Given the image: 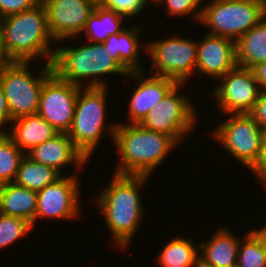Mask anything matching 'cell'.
<instances>
[{"mask_svg": "<svg viewBox=\"0 0 266 267\" xmlns=\"http://www.w3.org/2000/svg\"><path fill=\"white\" fill-rule=\"evenodd\" d=\"M113 174L111 183L103 188L96 199V205L113 242L119 249L125 250L136 235L139 223H142L144 207L139 191L149 178L144 175Z\"/></svg>", "mask_w": 266, "mask_h": 267, "instance_id": "6da1fadb", "label": "cell"}, {"mask_svg": "<svg viewBox=\"0 0 266 267\" xmlns=\"http://www.w3.org/2000/svg\"><path fill=\"white\" fill-rule=\"evenodd\" d=\"M4 53L11 61L32 62L38 57L51 64L56 42L48 28L47 12L41 1L35 7L0 19Z\"/></svg>", "mask_w": 266, "mask_h": 267, "instance_id": "7a4b0ae2", "label": "cell"}, {"mask_svg": "<svg viewBox=\"0 0 266 267\" xmlns=\"http://www.w3.org/2000/svg\"><path fill=\"white\" fill-rule=\"evenodd\" d=\"M113 142L121 158L114 173L148 177L179 145L165 133L148 130L140 124L122 122L116 123Z\"/></svg>", "mask_w": 266, "mask_h": 267, "instance_id": "3957f363", "label": "cell"}, {"mask_svg": "<svg viewBox=\"0 0 266 267\" xmlns=\"http://www.w3.org/2000/svg\"><path fill=\"white\" fill-rule=\"evenodd\" d=\"M59 47L55 48L51 64L53 72L66 82L81 88L108 87L103 75L117 74L127 78L128 73L111 57L103 43L87 41L79 47ZM84 82L87 84L83 85Z\"/></svg>", "mask_w": 266, "mask_h": 267, "instance_id": "277c9868", "label": "cell"}, {"mask_svg": "<svg viewBox=\"0 0 266 267\" xmlns=\"http://www.w3.org/2000/svg\"><path fill=\"white\" fill-rule=\"evenodd\" d=\"M107 87H82L79 89L75 113L68 136L75 147L89 160L107 132L113 141L116 125H106Z\"/></svg>", "mask_w": 266, "mask_h": 267, "instance_id": "5b68a950", "label": "cell"}, {"mask_svg": "<svg viewBox=\"0 0 266 267\" xmlns=\"http://www.w3.org/2000/svg\"><path fill=\"white\" fill-rule=\"evenodd\" d=\"M265 15L256 0H212L202 6L198 23L211 28L207 33L236 42Z\"/></svg>", "mask_w": 266, "mask_h": 267, "instance_id": "8992f818", "label": "cell"}, {"mask_svg": "<svg viewBox=\"0 0 266 267\" xmlns=\"http://www.w3.org/2000/svg\"><path fill=\"white\" fill-rule=\"evenodd\" d=\"M31 63L11 61L0 72V84L12 120L37 113L44 81L53 73L52 64L45 62L34 76L29 69Z\"/></svg>", "mask_w": 266, "mask_h": 267, "instance_id": "52a82bcc", "label": "cell"}, {"mask_svg": "<svg viewBox=\"0 0 266 267\" xmlns=\"http://www.w3.org/2000/svg\"><path fill=\"white\" fill-rule=\"evenodd\" d=\"M145 46L149 58L152 57L151 75L172 79L177 84H185L196 75L197 41L173 35Z\"/></svg>", "mask_w": 266, "mask_h": 267, "instance_id": "ba28073f", "label": "cell"}, {"mask_svg": "<svg viewBox=\"0 0 266 267\" xmlns=\"http://www.w3.org/2000/svg\"><path fill=\"white\" fill-rule=\"evenodd\" d=\"M186 84H176L139 123L148 130L165 133L182 143L183 137L194 130L197 108L189 96L179 93ZM190 132V133H189Z\"/></svg>", "mask_w": 266, "mask_h": 267, "instance_id": "9c48e42d", "label": "cell"}, {"mask_svg": "<svg viewBox=\"0 0 266 267\" xmlns=\"http://www.w3.org/2000/svg\"><path fill=\"white\" fill-rule=\"evenodd\" d=\"M211 136L250 172L257 166L264 129L248 114H229Z\"/></svg>", "mask_w": 266, "mask_h": 267, "instance_id": "30bf717a", "label": "cell"}, {"mask_svg": "<svg viewBox=\"0 0 266 267\" xmlns=\"http://www.w3.org/2000/svg\"><path fill=\"white\" fill-rule=\"evenodd\" d=\"M80 88L60 79L53 72L44 81L37 114L59 133H67L73 122Z\"/></svg>", "mask_w": 266, "mask_h": 267, "instance_id": "8fae6325", "label": "cell"}, {"mask_svg": "<svg viewBox=\"0 0 266 267\" xmlns=\"http://www.w3.org/2000/svg\"><path fill=\"white\" fill-rule=\"evenodd\" d=\"M220 79L211 96L222 114H248L261 92L252 69L237 65Z\"/></svg>", "mask_w": 266, "mask_h": 267, "instance_id": "7c38bea8", "label": "cell"}, {"mask_svg": "<svg viewBox=\"0 0 266 267\" xmlns=\"http://www.w3.org/2000/svg\"><path fill=\"white\" fill-rule=\"evenodd\" d=\"M79 180L75 174L63 175L55 183L38 191L35 224L39 218L61 220L79 218L82 212L79 208L82 191Z\"/></svg>", "mask_w": 266, "mask_h": 267, "instance_id": "4fadbf2b", "label": "cell"}, {"mask_svg": "<svg viewBox=\"0 0 266 267\" xmlns=\"http://www.w3.org/2000/svg\"><path fill=\"white\" fill-rule=\"evenodd\" d=\"M42 2L47 12L50 34L57 43L79 37L95 8L90 0H43Z\"/></svg>", "mask_w": 266, "mask_h": 267, "instance_id": "5bb4252c", "label": "cell"}, {"mask_svg": "<svg viewBox=\"0 0 266 267\" xmlns=\"http://www.w3.org/2000/svg\"><path fill=\"white\" fill-rule=\"evenodd\" d=\"M197 42V63L195 72L208 75L217 81L237 66L236 42L221 36L205 33Z\"/></svg>", "mask_w": 266, "mask_h": 267, "instance_id": "9a60e30c", "label": "cell"}, {"mask_svg": "<svg viewBox=\"0 0 266 267\" xmlns=\"http://www.w3.org/2000/svg\"><path fill=\"white\" fill-rule=\"evenodd\" d=\"M145 71L130 72L127 77L135 80L128 105L129 124H139L154 106L177 84L174 80L149 74Z\"/></svg>", "mask_w": 266, "mask_h": 267, "instance_id": "2e32d148", "label": "cell"}, {"mask_svg": "<svg viewBox=\"0 0 266 267\" xmlns=\"http://www.w3.org/2000/svg\"><path fill=\"white\" fill-rule=\"evenodd\" d=\"M33 162L51 166L59 171L71 164L80 168L89 163L85 156L75 147L67 133H58L52 139L33 147L26 153ZM64 166V167H63ZM77 166V167H76Z\"/></svg>", "mask_w": 266, "mask_h": 267, "instance_id": "e0dca14e", "label": "cell"}, {"mask_svg": "<svg viewBox=\"0 0 266 267\" xmlns=\"http://www.w3.org/2000/svg\"><path fill=\"white\" fill-rule=\"evenodd\" d=\"M133 27V28H132ZM123 29L117 34L111 35L103 45L111 54V57L127 72L144 71L142 63L140 65V53L146 51V47L141 48L140 34L141 25Z\"/></svg>", "mask_w": 266, "mask_h": 267, "instance_id": "ac0fdd59", "label": "cell"}, {"mask_svg": "<svg viewBox=\"0 0 266 267\" xmlns=\"http://www.w3.org/2000/svg\"><path fill=\"white\" fill-rule=\"evenodd\" d=\"M228 227H221L207 240L199 244V260L214 267H236L240 237Z\"/></svg>", "mask_w": 266, "mask_h": 267, "instance_id": "d6986e66", "label": "cell"}, {"mask_svg": "<svg viewBox=\"0 0 266 267\" xmlns=\"http://www.w3.org/2000/svg\"><path fill=\"white\" fill-rule=\"evenodd\" d=\"M11 123L14 126L5 134L25 154L59 133L37 113L16 118Z\"/></svg>", "mask_w": 266, "mask_h": 267, "instance_id": "ffe728a7", "label": "cell"}, {"mask_svg": "<svg viewBox=\"0 0 266 267\" xmlns=\"http://www.w3.org/2000/svg\"><path fill=\"white\" fill-rule=\"evenodd\" d=\"M37 192L14 182L0 186V213L28 220L35 226Z\"/></svg>", "mask_w": 266, "mask_h": 267, "instance_id": "44dd1931", "label": "cell"}, {"mask_svg": "<svg viewBox=\"0 0 266 267\" xmlns=\"http://www.w3.org/2000/svg\"><path fill=\"white\" fill-rule=\"evenodd\" d=\"M266 61V15L236 41L238 66L252 68Z\"/></svg>", "mask_w": 266, "mask_h": 267, "instance_id": "7402d4cb", "label": "cell"}, {"mask_svg": "<svg viewBox=\"0 0 266 267\" xmlns=\"http://www.w3.org/2000/svg\"><path fill=\"white\" fill-rule=\"evenodd\" d=\"M126 18V16L116 11L109 10L103 6H95L82 33L84 36L86 35L89 42L103 43L111 35L117 34L126 28L122 24Z\"/></svg>", "mask_w": 266, "mask_h": 267, "instance_id": "603a6c76", "label": "cell"}, {"mask_svg": "<svg viewBox=\"0 0 266 267\" xmlns=\"http://www.w3.org/2000/svg\"><path fill=\"white\" fill-rule=\"evenodd\" d=\"M199 251V244H193L191 238L177 236L166 242L156 258L160 267H195Z\"/></svg>", "mask_w": 266, "mask_h": 267, "instance_id": "cb8c5ba5", "label": "cell"}, {"mask_svg": "<svg viewBox=\"0 0 266 267\" xmlns=\"http://www.w3.org/2000/svg\"><path fill=\"white\" fill-rule=\"evenodd\" d=\"M63 175L51 166L33 162L29 157L21 160L14 183L33 191H40L55 183Z\"/></svg>", "mask_w": 266, "mask_h": 267, "instance_id": "d4e9b609", "label": "cell"}, {"mask_svg": "<svg viewBox=\"0 0 266 267\" xmlns=\"http://www.w3.org/2000/svg\"><path fill=\"white\" fill-rule=\"evenodd\" d=\"M25 155L5 133H0V185L14 181Z\"/></svg>", "mask_w": 266, "mask_h": 267, "instance_id": "484cf974", "label": "cell"}, {"mask_svg": "<svg viewBox=\"0 0 266 267\" xmlns=\"http://www.w3.org/2000/svg\"><path fill=\"white\" fill-rule=\"evenodd\" d=\"M236 267H266L262 240L251 228L240 241Z\"/></svg>", "mask_w": 266, "mask_h": 267, "instance_id": "4316f807", "label": "cell"}, {"mask_svg": "<svg viewBox=\"0 0 266 267\" xmlns=\"http://www.w3.org/2000/svg\"><path fill=\"white\" fill-rule=\"evenodd\" d=\"M33 225L24 218L0 213V251L32 231Z\"/></svg>", "mask_w": 266, "mask_h": 267, "instance_id": "83f0119b", "label": "cell"}, {"mask_svg": "<svg viewBox=\"0 0 266 267\" xmlns=\"http://www.w3.org/2000/svg\"><path fill=\"white\" fill-rule=\"evenodd\" d=\"M202 1L204 5V1L206 0H155V5H163L165 6V10L167 14L170 16H180L181 18L184 16H189L190 13L194 14V20L199 22L201 16V9H202Z\"/></svg>", "mask_w": 266, "mask_h": 267, "instance_id": "f1b7e54d", "label": "cell"}, {"mask_svg": "<svg viewBox=\"0 0 266 267\" xmlns=\"http://www.w3.org/2000/svg\"><path fill=\"white\" fill-rule=\"evenodd\" d=\"M149 0H108L103 7L116 11L128 18L141 15Z\"/></svg>", "mask_w": 266, "mask_h": 267, "instance_id": "f546056e", "label": "cell"}, {"mask_svg": "<svg viewBox=\"0 0 266 267\" xmlns=\"http://www.w3.org/2000/svg\"><path fill=\"white\" fill-rule=\"evenodd\" d=\"M40 0H0V19L38 5Z\"/></svg>", "mask_w": 266, "mask_h": 267, "instance_id": "4dcf8cb0", "label": "cell"}, {"mask_svg": "<svg viewBox=\"0 0 266 267\" xmlns=\"http://www.w3.org/2000/svg\"><path fill=\"white\" fill-rule=\"evenodd\" d=\"M251 174L255 175L254 178H258V181H261L260 183L262 186L264 185V189H266V129H264L261 139V151L258 158V164L251 171Z\"/></svg>", "mask_w": 266, "mask_h": 267, "instance_id": "1f68e13d", "label": "cell"}, {"mask_svg": "<svg viewBox=\"0 0 266 267\" xmlns=\"http://www.w3.org/2000/svg\"><path fill=\"white\" fill-rule=\"evenodd\" d=\"M248 115L255 120L260 127L266 129V93L260 92L257 101Z\"/></svg>", "mask_w": 266, "mask_h": 267, "instance_id": "d6a6232c", "label": "cell"}, {"mask_svg": "<svg viewBox=\"0 0 266 267\" xmlns=\"http://www.w3.org/2000/svg\"><path fill=\"white\" fill-rule=\"evenodd\" d=\"M11 122L12 119L10 111L7 105L3 88L0 84V133H5L4 128L2 129V126H4V124H10Z\"/></svg>", "mask_w": 266, "mask_h": 267, "instance_id": "836d02e7", "label": "cell"}, {"mask_svg": "<svg viewBox=\"0 0 266 267\" xmlns=\"http://www.w3.org/2000/svg\"><path fill=\"white\" fill-rule=\"evenodd\" d=\"M262 92L266 93V61L251 68Z\"/></svg>", "mask_w": 266, "mask_h": 267, "instance_id": "e575fe53", "label": "cell"}, {"mask_svg": "<svg viewBox=\"0 0 266 267\" xmlns=\"http://www.w3.org/2000/svg\"><path fill=\"white\" fill-rule=\"evenodd\" d=\"M11 62V60L6 56L2 46V37L0 32V72Z\"/></svg>", "mask_w": 266, "mask_h": 267, "instance_id": "d590c367", "label": "cell"}, {"mask_svg": "<svg viewBox=\"0 0 266 267\" xmlns=\"http://www.w3.org/2000/svg\"><path fill=\"white\" fill-rule=\"evenodd\" d=\"M252 230L260 237L266 251V238L256 228L255 229L252 228Z\"/></svg>", "mask_w": 266, "mask_h": 267, "instance_id": "8d00e7d4", "label": "cell"}, {"mask_svg": "<svg viewBox=\"0 0 266 267\" xmlns=\"http://www.w3.org/2000/svg\"><path fill=\"white\" fill-rule=\"evenodd\" d=\"M94 6H103L108 0H90Z\"/></svg>", "mask_w": 266, "mask_h": 267, "instance_id": "74e56055", "label": "cell"}, {"mask_svg": "<svg viewBox=\"0 0 266 267\" xmlns=\"http://www.w3.org/2000/svg\"><path fill=\"white\" fill-rule=\"evenodd\" d=\"M195 267H214L208 264L203 263L202 261L198 260Z\"/></svg>", "mask_w": 266, "mask_h": 267, "instance_id": "f35d334b", "label": "cell"}, {"mask_svg": "<svg viewBox=\"0 0 266 267\" xmlns=\"http://www.w3.org/2000/svg\"><path fill=\"white\" fill-rule=\"evenodd\" d=\"M257 230L266 238V226H263L260 229L258 228Z\"/></svg>", "mask_w": 266, "mask_h": 267, "instance_id": "ab89813d", "label": "cell"}, {"mask_svg": "<svg viewBox=\"0 0 266 267\" xmlns=\"http://www.w3.org/2000/svg\"><path fill=\"white\" fill-rule=\"evenodd\" d=\"M258 1L266 10V0H256Z\"/></svg>", "mask_w": 266, "mask_h": 267, "instance_id": "60d3db41", "label": "cell"}]
</instances>
